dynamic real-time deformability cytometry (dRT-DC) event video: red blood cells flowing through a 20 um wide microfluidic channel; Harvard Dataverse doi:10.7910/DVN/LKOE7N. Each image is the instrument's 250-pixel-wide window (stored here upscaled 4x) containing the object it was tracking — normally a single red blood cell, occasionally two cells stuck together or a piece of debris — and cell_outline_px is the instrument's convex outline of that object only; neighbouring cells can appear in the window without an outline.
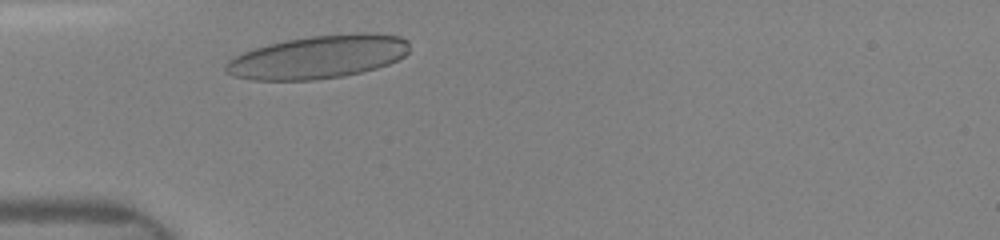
{"species": "human", "species_latin": "Homo sapiens", "temperature_condition": "room temperature", "stored_images_in_passage": 12, "camera_frame_rate_fps": 3000, "um_per_image_px": 0.085, "donor": {"sex": "female"}, "frame": {"image": 1, "passage_image": 2, "time_ms": 0.667, "image_size_px": [1000, 240], "cell_outline_px": [[408, 52], [404, 56], [388, 64], [376, 68], [344, 76], [312, 80], [252, 80], [232, 76], [224, 72], [224, 64], [228, 60], [244, 52], [268, 44], [308, 36], [356, 32], [364, 32], [400, 36], [408, 40]], "centroid_in_image_um": [27.03, 4.84], "position_along_channel_um": 58.0, "area_um2": 46.3}}
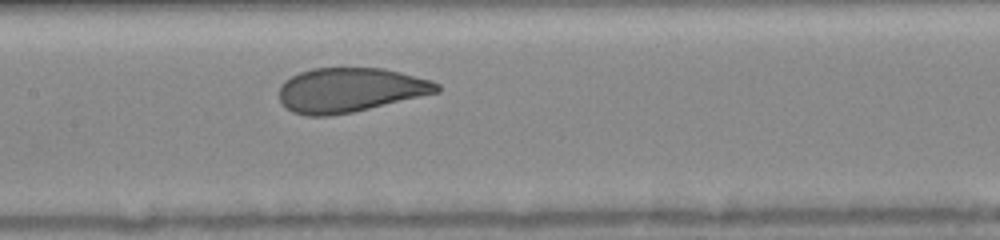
{"frame": {"image": 2, "passage_image": 9, "time_ms": 3.667, "image_size_px": [1000, 240], "cell_outline_px": [[440, 92], [352, 112], [328, 116], [304, 116], [292, 112], [284, 108], [280, 100], [280, 84], [284, 80], [300, 72], [312, 68], [384, 68], [432, 80], [440, 84]], "centroid_in_image_um": [29.73, 7.65], "position_along_channel_um": 177.7, "area_um2": 40.98}}
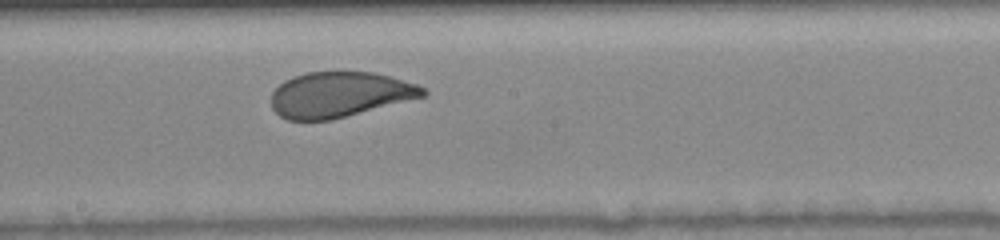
{"frame": {"image": 3, "passage_image": 12, "time_ms": 4.667, "image_size_px": [1000, 240], "cell_outline_px": [[428, 92], [424, 96], [332, 120], [288, 120], [280, 116], [272, 108], [272, 92], [284, 80], [292, 76], [304, 72], [372, 72], [388, 76], [416, 84], [424, 88]], "centroid_in_image_um": [28.83, 8.04], "position_along_channel_um": 219.4, "area_um2": 39.88}}